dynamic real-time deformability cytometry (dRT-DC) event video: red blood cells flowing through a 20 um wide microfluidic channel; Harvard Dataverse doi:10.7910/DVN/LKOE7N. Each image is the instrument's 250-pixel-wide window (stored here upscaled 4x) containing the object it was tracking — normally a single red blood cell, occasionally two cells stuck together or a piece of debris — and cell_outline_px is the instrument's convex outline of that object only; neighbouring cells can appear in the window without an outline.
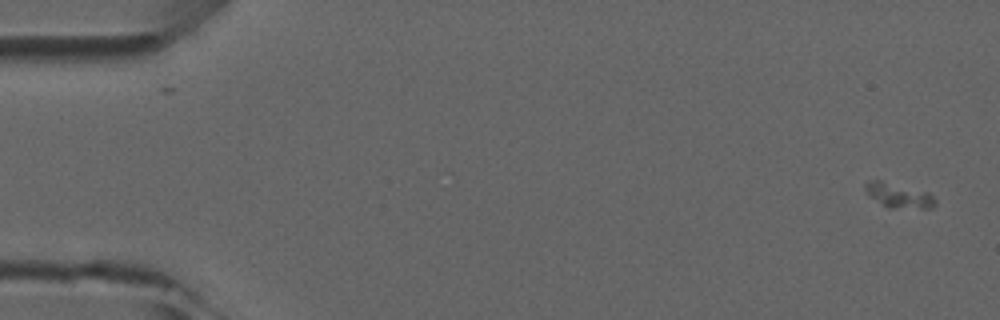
{"species": "common noctule bat (a hibernating species)", "species_latin": "Nyctalus noctula", "temperature_condition": "room temperature", "stored_images_in_passage": 8, "camera_frame_rate_fps": 3000, "um_per_image_px": 0.085, "animal": {"sex": "male", "forearm_length_mm": 52.5}, "frame": {"image": 1, "passage_image": 1, "time_ms": 0.0, "image_size_px": [1000, 320], "cell_outline_px": [[936, 204], [932, 208], [888, 208], [868, 196], [864, 188], [864, 184], [868, 180], [880, 180], [928, 192], [936, 200]], "centroid_in_image_um": [76.36, 16.61], "position_along_channel_um": 8.6, "area_um2": 10.12}}